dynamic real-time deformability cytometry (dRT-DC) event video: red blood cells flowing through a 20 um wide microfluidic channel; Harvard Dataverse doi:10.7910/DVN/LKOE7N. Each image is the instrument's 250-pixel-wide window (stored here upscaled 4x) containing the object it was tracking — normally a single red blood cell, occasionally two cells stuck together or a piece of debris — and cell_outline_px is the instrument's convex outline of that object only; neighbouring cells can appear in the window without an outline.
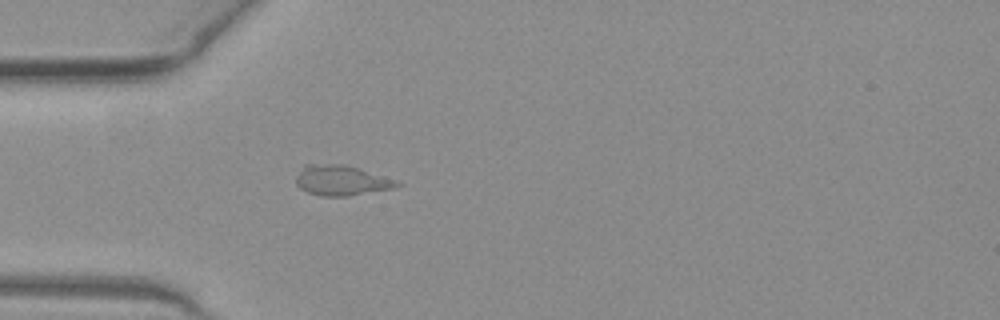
{"species": "common noctule bat (a hibernating species)", "species_latin": "Nyctalus noctula", "temperature_condition": "warm", "stored_images_in_passage": 29, "camera_frame_rate_fps": 3000, "um_per_image_px": 0.085, "animal": {"sex": "female", "body_mass_g": 19.3, "forearm_length_mm": 54.1}, "frame": {"image": 1, "passage_image": 1, "time_ms": 0.0, "image_size_px": [1000, 320], "cell_outline_px": [[404, 184], [392, 188], [348, 196], [320, 196], [308, 192], [300, 188], [296, 184], [296, 176], [304, 164], [344, 164], [396, 180]], "centroid_in_image_um": [28.98, 15.33], "position_along_channel_um": 56.0, "area_um2": 17.63}}
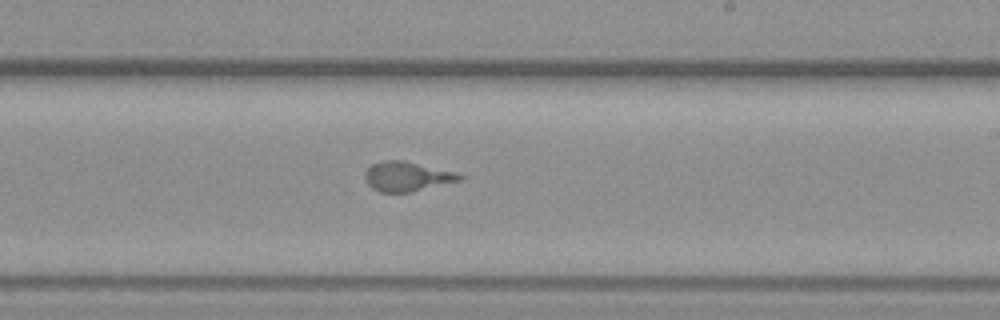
{"frame": {"image": 2, "passage_image": 16, "time_ms": 5.0, "image_size_px": [1000, 320], "cell_outline_px": [[468, 176], [464, 180], [412, 192], [380, 192], [372, 188], [368, 184], [364, 176], [364, 172], [372, 164], [384, 160], [404, 160], [456, 172]], "centroid_in_image_um": [34.66, 15.0], "position_along_channel_um": 254.3, "area_um2": 16.65}}
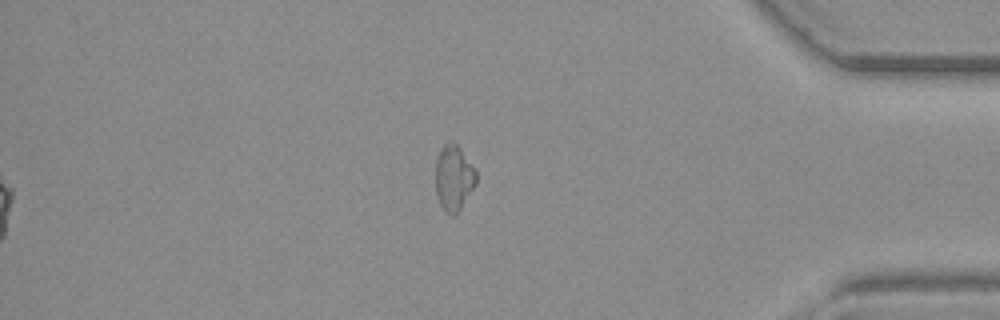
{"frame": {"image": 3, "passage_image": 29, "time_ms": 9.333, "image_size_px": [1000, 320], "cell_outline_px": [[476, 184], [456, 216], [452, 216], [444, 212], [436, 196], [436, 160], [440, 148], [448, 140], [452, 140], [460, 148], [476, 168]], "centroid_in_image_um": [38.57, 15.12], "position_along_channel_um": 396.6, "area_um2": 15.9}, "authors_computed_cell_mechanics": {"area_um2": 16.184, "velocity_mm_per_s": 4.0599, "shape_relaxation_time_tau1_ms": 6.4474, "shape_relaxation_time_tau2_ms": null, "deformation_change_tau1": 0.2022, "deformation_change_tau2": null}}